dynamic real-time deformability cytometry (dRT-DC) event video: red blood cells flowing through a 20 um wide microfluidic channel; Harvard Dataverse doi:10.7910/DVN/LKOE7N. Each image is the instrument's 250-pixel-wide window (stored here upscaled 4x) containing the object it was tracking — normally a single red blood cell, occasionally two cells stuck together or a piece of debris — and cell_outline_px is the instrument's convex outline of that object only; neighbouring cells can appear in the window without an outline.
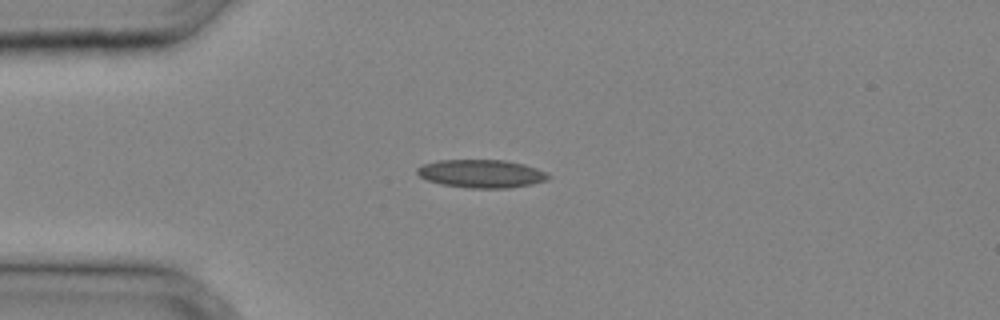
{"species": "common noctule bat (a hibernating species)", "species_latin": "Nyctalus noctula", "temperature_condition": "cold", "stored_images_in_passage": 33, "camera_frame_rate_fps": 3000, "um_per_image_px": 0.085, "animal": {"sex": "male", "body_mass_g": 20.4}, "frame": {"image": 1, "passage_image": 8, "time_ms": 2.333, "image_size_px": [1000, 320], "cell_outline_px": [[552, 176], [548, 180], [532, 184], [508, 188], [468, 188], [440, 184], [428, 180], [420, 176], [416, 172], [416, 168], [424, 164], [440, 160], [504, 160], [524, 164], [548, 172]], "centroid_in_image_um": [40.96, 14.76], "position_along_channel_um": 44.0, "area_um2": 21.62}}
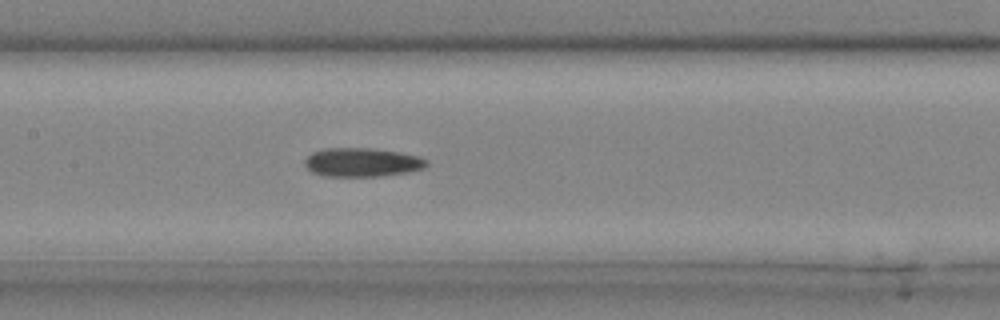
{"frame": {"image": 2, "passage_image": 16, "time_ms": 5.0, "image_size_px": [1000, 320], "cell_outline_px": [[428, 164], [424, 168], [404, 172], [376, 176], [324, 176], [312, 172], [304, 164], [304, 160], [312, 152], [324, 148], [372, 148], [400, 152], [416, 156], [428, 160]], "centroid_in_image_um": [30.74, 13.78], "position_along_channel_um": 176.7, "area_um2": 20.29}}
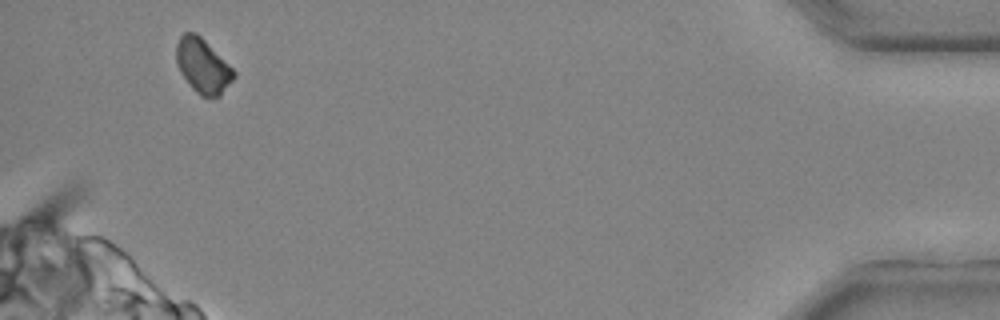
{"frame": {"image": 3, "passage_image": 32, "time_ms": 10.333, "image_size_px": [1000, 320], "cell_outline_px": [[236, 76], [220, 96], [200, 96], [192, 88], [180, 72], [176, 64], [176, 44], [180, 36], [184, 32], [192, 32], [200, 36], [236, 72]], "centroid_in_image_um": [17.22, 5.6], "position_along_channel_um": 418.0, "area_um2": 18.03}}